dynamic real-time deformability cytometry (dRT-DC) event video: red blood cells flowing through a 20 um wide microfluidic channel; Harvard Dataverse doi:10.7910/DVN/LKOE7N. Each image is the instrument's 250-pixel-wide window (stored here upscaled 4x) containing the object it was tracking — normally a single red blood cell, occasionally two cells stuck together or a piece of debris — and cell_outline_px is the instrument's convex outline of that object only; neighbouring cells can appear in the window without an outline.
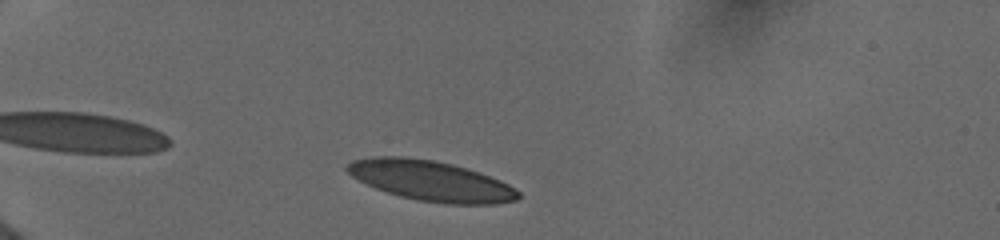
{"species": "human", "species_latin": "Homo sapiens", "temperature_condition": "cold", "stored_images_in_passage": 11, "camera_frame_rate_fps": 3000, "um_per_image_px": 0.085, "donor": {"sex": "female"}, "frame": {"image": 1, "passage_image": 4, "time_ms": 1.0, "image_size_px": [1000, 240], "cell_outline_px": [[520, 196], [516, 200], [496, 204], [444, 204], [416, 200], [400, 196], [376, 188], [352, 176], [344, 168], [352, 160], [372, 156], [404, 156], [436, 160], [452, 164], [500, 180], [516, 188], [520, 192]], "centroid_in_image_um": [36.62, 15.36], "position_along_channel_um": 48.4, "area_um2": 40.06}}
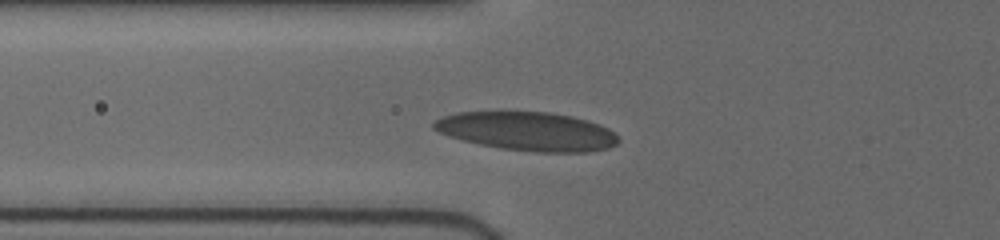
{"frame": {"image": 2, "passage_image": 10, "time_ms": 3.0, "image_size_px": [1000, 240], "cell_outline_px": [[620, 140], [616, 144], [608, 148], [588, 152], [536, 152], [500, 148], [480, 144], [448, 136], [432, 128], [432, 124], [436, 120], [444, 116], [460, 112], [500, 108], [548, 112], [572, 116], [588, 120], [600, 124], [608, 128]], "centroid_in_image_um": [44.79, 11.11], "position_along_channel_um": 81.0, "area_um2": 42.71}}